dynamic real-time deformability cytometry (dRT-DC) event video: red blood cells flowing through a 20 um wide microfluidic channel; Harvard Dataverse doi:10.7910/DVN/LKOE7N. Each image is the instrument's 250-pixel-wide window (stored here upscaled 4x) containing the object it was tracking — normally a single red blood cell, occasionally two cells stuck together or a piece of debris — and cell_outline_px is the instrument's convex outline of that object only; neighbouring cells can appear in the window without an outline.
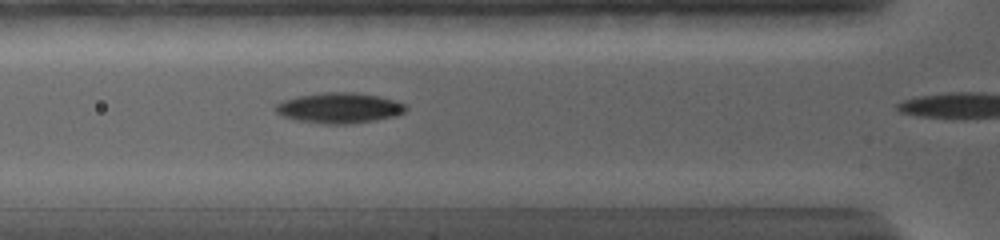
{"species": "common noctule bat (a hibernating species)", "species_latin": "Nyctalus noctula", "temperature_condition": "warm", "stored_images_in_passage": 5, "camera_frame_rate_fps": 5000, "um_per_image_px": 0.085, "animal": {"sex": "female", "body_mass_g": 19.0, "forearm_length_mm": 56.7}, "frame": {"image": 1, "passage_image": 3, "time_ms": 1.4, "image_size_px": [1000, 240], "cell_outline_px": [[408, 108], [404, 112], [396, 116], [376, 120], [348, 124], [324, 124], [296, 120], [284, 116], [276, 112], [276, 104], [284, 100], [296, 96], [324, 92], [352, 92], [380, 96], [396, 100], [408, 104]], "centroid_in_image_um": [28.89, 9.17], "position_along_channel_um": 96.9, "area_um2": 23.29}}